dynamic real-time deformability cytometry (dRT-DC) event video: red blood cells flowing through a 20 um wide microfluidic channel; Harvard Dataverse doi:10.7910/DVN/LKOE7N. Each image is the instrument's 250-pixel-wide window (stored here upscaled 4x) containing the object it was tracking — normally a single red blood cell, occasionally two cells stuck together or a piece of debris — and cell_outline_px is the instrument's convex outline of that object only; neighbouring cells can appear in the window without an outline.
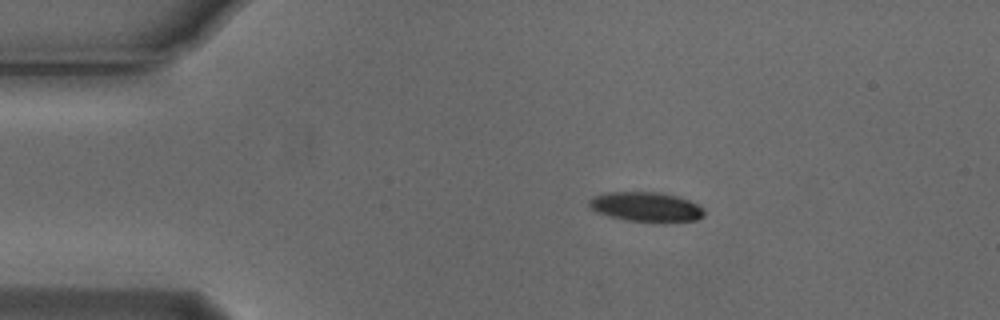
{"species": "Egyptian fruit bat (a non-hibernating species)", "species_latin": "Rousettus aegyptiacus", "temperature_condition": "cold", "stored_images_in_passage": 9, "camera_frame_rate_fps": 3000, "um_per_image_px": 0.085, "animal": {"sex": "male"}, "frame": {"image": 1, "passage_image": 2, "time_ms": 0.333, "image_size_px": [1000, 320], "cell_outline_px": [[704, 216], [696, 220], [664, 224], [628, 220], [608, 216], [596, 212], [588, 204], [588, 200], [592, 196], [604, 192], [660, 192], [676, 196], [688, 200], [696, 204], [704, 212]], "centroid_in_image_um": [54.9, 17.6], "position_along_channel_um": 30.1, "area_um2": 20.23}}
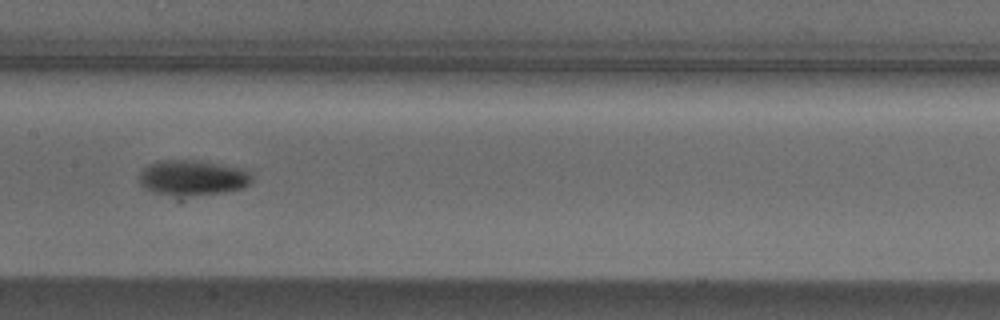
{"frame": {"image": 2, "passage_image": 7, "time_ms": 2.0, "image_size_px": [1000, 320], "cell_outline_px": [[252, 180], [244, 188], [220, 192], [192, 196], [188, 196], [156, 192], [140, 184], [140, 172], [148, 164], [156, 160], [200, 160], [240, 168], [248, 172], [252, 176]], "centroid_in_image_um": [16.37, 15.08], "position_along_channel_um": 191.0, "area_um2": 22.89}}
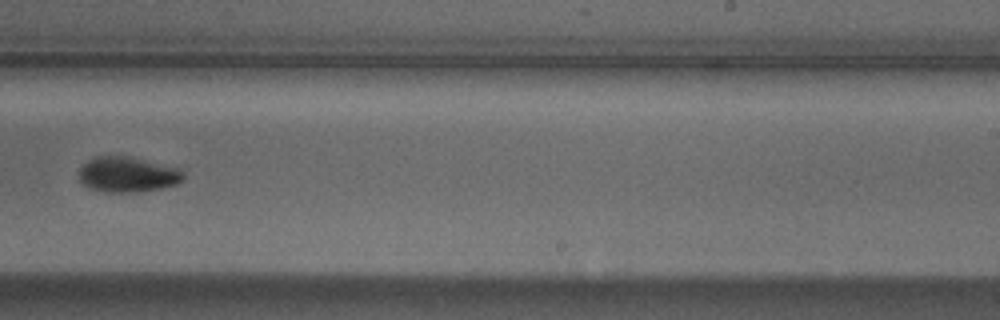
{"frame": {"image": 3, "passage_image": 9, "time_ms": 2.667, "image_size_px": [1000, 320], "cell_outline_px": [[184, 180], [176, 184], [160, 188], [140, 192], [104, 192], [80, 184], [80, 168], [88, 160], [96, 156], [132, 156], [176, 168], [184, 172]], "centroid_in_image_um": [10.84, 14.83], "position_along_channel_um": 278.2, "area_um2": 21.5}}